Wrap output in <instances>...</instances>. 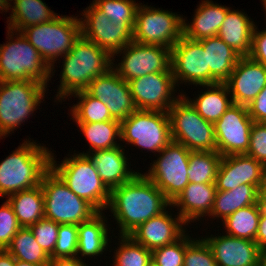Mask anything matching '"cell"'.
Here are the masks:
<instances>
[{"label":"cell","instance_id":"31","mask_svg":"<svg viewBox=\"0 0 266 266\" xmlns=\"http://www.w3.org/2000/svg\"><path fill=\"white\" fill-rule=\"evenodd\" d=\"M258 188L255 185L242 184L228 191H216L209 217L222 221L235 211L257 204Z\"/></svg>","mask_w":266,"mask_h":266},{"label":"cell","instance_id":"53","mask_svg":"<svg viewBox=\"0 0 266 266\" xmlns=\"http://www.w3.org/2000/svg\"><path fill=\"white\" fill-rule=\"evenodd\" d=\"M15 266H42V265H36L33 263L23 262L15 259Z\"/></svg>","mask_w":266,"mask_h":266},{"label":"cell","instance_id":"33","mask_svg":"<svg viewBox=\"0 0 266 266\" xmlns=\"http://www.w3.org/2000/svg\"><path fill=\"white\" fill-rule=\"evenodd\" d=\"M6 250L16 259L36 265L48 266L50 256L37 243L29 227H21Z\"/></svg>","mask_w":266,"mask_h":266},{"label":"cell","instance_id":"56","mask_svg":"<svg viewBox=\"0 0 266 266\" xmlns=\"http://www.w3.org/2000/svg\"><path fill=\"white\" fill-rule=\"evenodd\" d=\"M263 6H264V9L266 11V0L263 1ZM266 13V12H265Z\"/></svg>","mask_w":266,"mask_h":266},{"label":"cell","instance_id":"49","mask_svg":"<svg viewBox=\"0 0 266 266\" xmlns=\"http://www.w3.org/2000/svg\"><path fill=\"white\" fill-rule=\"evenodd\" d=\"M48 266H88L83 259L74 258H50Z\"/></svg>","mask_w":266,"mask_h":266},{"label":"cell","instance_id":"50","mask_svg":"<svg viewBox=\"0 0 266 266\" xmlns=\"http://www.w3.org/2000/svg\"><path fill=\"white\" fill-rule=\"evenodd\" d=\"M257 203L261 212H266V181L258 188Z\"/></svg>","mask_w":266,"mask_h":266},{"label":"cell","instance_id":"57","mask_svg":"<svg viewBox=\"0 0 266 266\" xmlns=\"http://www.w3.org/2000/svg\"><path fill=\"white\" fill-rule=\"evenodd\" d=\"M264 180L266 181V166H265V175H264Z\"/></svg>","mask_w":266,"mask_h":266},{"label":"cell","instance_id":"43","mask_svg":"<svg viewBox=\"0 0 266 266\" xmlns=\"http://www.w3.org/2000/svg\"><path fill=\"white\" fill-rule=\"evenodd\" d=\"M59 223L50 219L42 218L29 228L33 232L37 243L48 253L50 256L55 248Z\"/></svg>","mask_w":266,"mask_h":266},{"label":"cell","instance_id":"14","mask_svg":"<svg viewBox=\"0 0 266 266\" xmlns=\"http://www.w3.org/2000/svg\"><path fill=\"white\" fill-rule=\"evenodd\" d=\"M128 85L137 110H157L168 113L169 108L181 96V94L174 95L177 86L171 68L167 72L140 76L129 81Z\"/></svg>","mask_w":266,"mask_h":266},{"label":"cell","instance_id":"28","mask_svg":"<svg viewBox=\"0 0 266 266\" xmlns=\"http://www.w3.org/2000/svg\"><path fill=\"white\" fill-rule=\"evenodd\" d=\"M202 87H205L207 91L200 93L193 100L186 97V94L180 93L204 120L215 124L233 105L232 98L229 96L230 93L225 83L202 85Z\"/></svg>","mask_w":266,"mask_h":266},{"label":"cell","instance_id":"52","mask_svg":"<svg viewBox=\"0 0 266 266\" xmlns=\"http://www.w3.org/2000/svg\"><path fill=\"white\" fill-rule=\"evenodd\" d=\"M11 1L10 0H0V10L7 12L10 10Z\"/></svg>","mask_w":266,"mask_h":266},{"label":"cell","instance_id":"18","mask_svg":"<svg viewBox=\"0 0 266 266\" xmlns=\"http://www.w3.org/2000/svg\"><path fill=\"white\" fill-rule=\"evenodd\" d=\"M86 91L104 103L111 116L120 122L136 110L128 82L113 68L94 78Z\"/></svg>","mask_w":266,"mask_h":266},{"label":"cell","instance_id":"45","mask_svg":"<svg viewBox=\"0 0 266 266\" xmlns=\"http://www.w3.org/2000/svg\"><path fill=\"white\" fill-rule=\"evenodd\" d=\"M246 154L266 166V123L253 122Z\"/></svg>","mask_w":266,"mask_h":266},{"label":"cell","instance_id":"4","mask_svg":"<svg viewBox=\"0 0 266 266\" xmlns=\"http://www.w3.org/2000/svg\"><path fill=\"white\" fill-rule=\"evenodd\" d=\"M7 35L9 42L0 45V81L33 80L47 86L51 67L21 32L8 29Z\"/></svg>","mask_w":266,"mask_h":266},{"label":"cell","instance_id":"39","mask_svg":"<svg viewBox=\"0 0 266 266\" xmlns=\"http://www.w3.org/2000/svg\"><path fill=\"white\" fill-rule=\"evenodd\" d=\"M119 247L114 252L113 266H145L151 260V251L136 243L129 235L119 236Z\"/></svg>","mask_w":266,"mask_h":266},{"label":"cell","instance_id":"48","mask_svg":"<svg viewBox=\"0 0 266 266\" xmlns=\"http://www.w3.org/2000/svg\"><path fill=\"white\" fill-rule=\"evenodd\" d=\"M255 242L260 251L266 256V212L260 213Z\"/></svg>","mask_w":266,"mask_h":266},{"label":"cell","instance_id":"13","mask_svg":"<svg viewBox=\"0 0 266 266\" xmlns=\"http://www.w3.org/2000/svg\"><path fill=\"white\" fill-rule=\"evenodd\" d=\"M123 54L118 65L112 60V68L126 82L155 72H167L171 68V49L160 45L130 42L115 55Z\"/></svg>","mask_w":266,"mask_h":266},{"label":"cell","instance_id":"29","mask_svg":"<svg viewBox=\"0 0 266 266\" xmlns=\"http://www.w3.org/2000/svg\"><path fill=\"white\" fill-rule=\"evenodd\" d=\"M99 212L91 220L83 222L78 225V245L77 254L78 259L82 257H90L102 255L108 247V226L107 219ZM104 216V217H103ZM80 254V257H79ZM92 256V257H91Z\"/></svg>","mask_w":266,"mask_h":266},{"label":"cell","instance_id":"1","mask_svg":"<svg viewBox=\"0 0 266 266\" xmlns=\"http://www.w3.org/2000/svg\"><path fill=\"white\" fill-rule=\"evenodd\" d=\"M171 206V201L143 173L115 187L110 192V209L120 228L119 235H129L140 224Z\"/></svg>","mask_w":266,"mask_h":266},{"label":"cell","instance_id":"23","mask_svg":"<svg viewBox=\"0 0 266 266\" xmlns=\"http://www.w3.org/2000/svg\"><path fill=\"white\" fill-rule=\"evenodd\" d=\"M125 149L121 145L104 150H95L87 155L95 166L102 182L111 191L113 188L121 186L132 180L139 172L129 168Z\"/></svg>","mask_w":266,"mask_h":266},{"label":"cell","instance_id":"41","mask_svg":"<svg viewBox=\"0 0 266 266\" xmlns=\"http://www.w3.org/2000/svg\"><path fill=\"white\" fill-rule=\"evenodd\" d=\"M186 250V234L177 241L151 251L156 266H183Z\"/></svg>","mask_w":266,"mask_h":266},{"label":"cell","instance_id":"51","mask_svg":"<svg viewBox=\"0 0 266 266\" xmlns=\"http://www.w3.org/2000/svg\"><path fill=\"white\" fill-rule=\"evenodd\" d=\"M0 266H15V258L6 249H0Z\"/></svg>","mask_w":266,"mask_h":266},{"label":"cell","instance_id":"36","mask_svg":"<svg viewBox=\"0 0 266 266\" xmlns=\"http://www.w3.org/2000/svg\"><path fill=\"white\" fill-rule=\"evenodd\" d=\"M222 156L217 151H191L189 155V183H215Z\"/></svg>","mask_w":266,"mask_h":266},{"label":"cell","instance_id":"37","mask_svg":"<svg viewBox=\"0 0 266 266\" xmlns=\"http://www.w3.org/2000/svg\"><path fill=\"white\" fill-rule=\"evenodd\" d=\"M71 96L78 98L77 104L71 107L72 120L75 123H95L115 120L106 105L96 97L91 96L86 90L79 91Z\"/></svg>","mask_w":266,"mask_h":266},{"label":"cell","instance_id":"5","mask_svg":"<svg viewBox=\"0 0 266 266\" xmlns=\"http://www.w3.org/2000/svg\"><path fill=\"white\" fill-rule=\"evenodd\" d=\"M53 154L51 152L50 168L68 188L78 197L93 205L99 212L107 210L111 191L102 182L90 158L85 154L74 153L57 164Z\"/></svg>","mask_w":266,"mask_h":266},{"label":"cell","instance_id":"9","mask_svg":"<svg viewBox=\"0 0 266 266\" xmlns=\"http://www.w3.org/2000/svg\"><path fill=\"white\" fill-rule=\"evenodd\" d=\"M168 114L173 141L190 151H217L214 124L204 120L182 95Z\"/></svg>","mask_w":266,"mask_h":266},{"label":"cell","instance_id":"40","mask_svg":"<svg viewBox=\"0 0 266 266\" xmlns=\"http://www.w3.org/2000/svg\"><path fill=\"white\" fill-rule=\"evenodd\" d=\"M183 266H217L213 253L203 237L196 240L186 233Z\"/></svg>","mask_w":266,"mask_h":266},{"label":"cell","instance_id":"35","mask_svg":"<svg viewBox=\"0 0 266 266\" xmlns=\"http://www.w3.org/2000/svg\"><path fill=\"white\" fill-rule=\"evenodd\" d=\"M260 213L258 203L235 211L222 221L226 234L255 241Z\"/></svg>","mask_w":266,"mask_h":266},{"label":"cell","instance_id":"46","mask_svg":"<svg viewBox=\"0 0 266 266\" xmlns=\"http://www.w3.org/2000/svg\"><path fill=\"white\" fill-rule=\"evenodd\" d=\"M249 57L266 67V30L259 31L257 26H255L253 31L252 48Z\"/></svg>","mask_w":266,"mask_h":266},{"label":"cell","instance_id":"55","mask_svg":"<svg viewBox=\"0 0 266 266\" xmlns=\"http://www.w3.org/2000/svg\"><path fill=\"white\" fill-rule=\"evenodd\" d=\"M145 266H156V265L152 260H150Z\"/></svg>","mask_w":266,"mask_h":266},{"label":"cell","instance_id":"34","mask_svg":"<svg viewBox=\"0 0 266 266\" xmlns=\"http://www.w3.org/2000/svg\"><path fill=\"white\" fill-rule=\"evenodd\" d=\"M90 144V153L95 150L112 149L120 145L116 143L117 137L121 139V122L108 120L95 123H76Z\"/></svg>","mask_w":266,"mask_h":266},{"label":"cell","instance_id":"15","mask_svg":"<svg viewBox=\"0 0 266 266\" xmlns=\"http://www.w3.org/2000/svg\"><path fill=\"white\" fill-rule=\"evenodd\" d=\"M248 107L233 104L214 124L217 152L221 156L246 154L253 124Z\"/></svg>","mask_w":266,"mask_h":266},{"label":"cell","instance_id":"16","mask_svg":"<svg viewBox=\"0 0 266 266\" xmlns=\"http://www.w3.org/2000/svg\"><path fill=\"white\" fill-rule=\"evenodd\" d=\"M83 10L79 18L81 35L104 49L112 59L117 52L133 41L130 26L114 25L93 3Z\"/></svg>","mask_w":266,"mask_h":266},{"label":"cell","instance_id":"47","mask_svg":"<svg viewBox=\"0 0 266 266\" xmlns=\"http://www.w3.org/2000/svg\"><path fill=\"white\" fill-rule=\"evenodd\" d=\"M247 107L254 122L266 123V86Z\"/></svg>","mask_w":266,"mask_h":266},{"label":"cell","instance_id":"19","mask_svg":"<svg viewBox=\"0 0 266 266\" xmlns=\"http://www.w3.org/2000/svg\"><path fill=\"white\" fill-rule=\"evenodd\" d=\"M265 167L247 154L222 156L216 176L217 191H228L242 184L259 188L264 182Z\"/></svg>","mask_w":266,"mask_h":266},{"label":"cell","instance_id":"27","mask_svg":"<svg viewBox=\"0 0 266 266\" xmlns=\"http://www.w3.org/2000/svg\"><path fill=\"white\" fill-rule=\"evenodd\" d=\"M198 41L206 52L209 85L225 83L241 56L218 36Z\"/></svg>","mask_w":266,"mask_h":266},{"label":"cell","instance_id":"2","mask_svg":"<svg viewBox=\"0 0 266 266\" xmlns=\"http://www.w3.org/2000/svg\"><path fill=\"white\" fill-rule=\"evenodd\" d=\"M62 58L63 69L55 98L59 102L76 92L86 90L94 78L105 74L113 66L112 56L82 35Z\"/></svg>","mask_w":266,"mask_h":266},{"label":"cell","instance_id":"38","mask_svg":"<svg viewBox=\"0 0 266 266\" xmlns=\"http://www.w3.org/2000/svg\"><path fill=\"white\" fill-rule=\"evenodd\" d=\"M114 25L130 26L134 29L136 11L135 0H94L92 2Z\"/></svg>","mask_w":266,"mask_h":266},{"label":"cell","instance_id":"7","mask_svg":"<svg viewBox=\"0 0 266 266\" xmlns=\"http://www.w3.org/2000/svg\"><path fill=\"white\" fill-rule=\"evenodd\" d=\"M20 32L51 67L53 76L55 61L66 55L81 36V24L78 16L58 15L47 23L26 27Z\"/></svg>","mask_w":266,"mask_h":266},{"label":"cell","instance_id":"3","mask_svg":"<svg viewBox=\"0 0 266 266\" xmlns=\"http://www.w3.org/2000/svg\"><path fill=\"white\" fill-rule=\"evenodd\" d=\"M51 152L29 139L0 162V197L33 189L41 185L50 169Z\"/></svg>","mask_w":266,"mask_h":266},{"label":"cell","instance_id":"22","mask_svg":"<svg viewBox=\"0 0 266 266\" xmlns=\"http://www.w3.org/2000/svg\"><path fill=\"white\" fill-rule=\"evenodd\" d=\"M172 215L164 211L140 224L129 236L150 251L171 244L185 234L186 227L182 226L188 225L179 214L175 218Z\"/></svg>","mask_w":266,"mask_h":266},{"label":"cell","instance_id":"10","mask_svg":"<svg viewBox=\"0 0 266 266\" xmlns=\"http://www.w3.org/2000/svg\"><path fill=\"white\" fill-rule=\"evenodd\" d=\"M125 144L151 152H161L171 141L169 114L157 110H135L121 121V139Z\"/></svg>","mask_w":266,"mask_h":266},{"label":"cell","instance_id":"44","mask_svg":"<svg viewBox=\"0 0 266 266\" xmlns=\"http://www.w3.org/2000/svg\"><path fill=\"white\" fill-rule=\"evenodd\" d=\"M21 226L11 204L6 200L0 207V249H6Z\"/></svg>","mask_w":266,"mask_h":266},{"label":"cell","instance_id":"32","mask_svg":"<svg viewBox=\"0 0 266 266\" xmlns=\"http://www.w3.org/2000/svg\"><path fill=\"white\" fill-rule=\"evenodd\" d=\"M21 227L31 225L44 218V196L41 185L7 196Z\"/></svg>","mask_w":266,"mask_h":266},{"label":"cell","instance_id":"30","mask_svg":"<svg viewBox=\"0 0 266 266\" xmlns=\"http://www.w3.org/2000/svg\"><path fill=\"white\" fill-rule=\"evenodd\" d=\"M13 3V6L10 5L12 11L7 20V28L17 32L26 27L47 23L58 16L42 0H14Z\"/></svg>","mask_w":266,"mask_h":266},{"label":"cell","instance_id":"6","mask_svg":"<svg viewBox=\"0 0 266 266\" xmlns=\"http://www.w3.org/2000/svg\"><path fill=\"white\" fill-rule=\"evenodd\" d=\"M46 88L33 80L0 81V138L19 128L39 108Z\"/></svg>","mask_w":266,"mask_h":266},{"label":"cell","instance_id":"11","mask_svg":"<svg viewBox=\"0 0 266 266\" xmlns=\"http://www.w3.org/2000/svg\"><path fill=\"white\" fill-rule=\"evenodd\" d=\"M183 36V17L167 10L139 4L133 41L172 48Z\"/></svg>","mask_w":266,"mask_h":266},{"label":"cell","instance_id":"54","mask_svg":"<svg viewBox=\"0 0 266 266\" xmlns=\"http://www.w3.org/2000/svg\"><path fill=\"white\" fill-rule=\"evenodd\" d=\"M258 266H266V256L261 260Z\"/></svg>","mask_w":266,"mask_h":266},{"label":"cell","instance_id":"20","mask_svg":"<svg viewBox=\"0 0 266 266\" xmlns=\"http://www.w3.org/2000/svg\"><path fill=\"white\" fill-rule=\"evenodd\" d=\"M233 104L249 106L266 86V67L248 57H241L225 82Z\"/></svg>","mask_w":266,"mask_h":266},{"label":"cell","instance_id":"24","mask_svg":"<svg viewBox=\"0 0 266 266\" xmlns=\"http://www.w3.org/2000/svg\"><path fill=\"white\" fill-rule=\"evenodd\" d=\"M216 191L215 183H188L171 202V207L180 208L177 213L187 224L199 221L210 215Z\"/></svg>","mask_w":266,"mask_h":266},{"label":"cell","instance_id":"26","mask_svg":"<svg viewBox=\"0 0 266 266\" xmlns=\"http://www.w3.org/2000/svg\"><path fill=\"white\" fill-rule=\"evenodd\" d=\"M255 22L245 12L229 10L217 34L241 57H248L252 48Z\"/></svg>","mask_w":266,"mask_h":266},{"label":"cell","instance_id":"12","mask_svg":"<svg viewBox=\"0 0 266 266\" xmlns=\"http://www.w3.org/2000/svg\"><path fill=\"white\" fill-rule=\"evenodd\" d=\"M188 150L183 144L171 141L153 161L144 175L172 202L188 185Z\"/></svg>","mask_w":266,"mask_h":266},{"label":"cell","instance_id":"42","mask_svg":"<svg viewBox=\"0 0 266 266\" xmlns=\"http://www.w3.org/2000/svg\"><path fill=\"white\" fill-rule=\"evenodd\" d=\"M78 225L60 224L56 245L50 258H74L77 254Z\"/></svg>","mask_w":266,"mask_h":266},{"label":"cell","instance_id":"25","mask_svg":"<svg viewBox=\"0 0 266 266\" xmlns=\"http://www.w3.org/2000/svg\"><path fill=\"white\" fill-rule=\"evenodd\" d=\"M197 7L192 22L183 19V35L192 40L217 36L230 7L211 0H204Z\"/></svg>","mask_w":266,"mask_h":266},{"label":"cell","instance_id":"17","mask_svg":"<svg viewBox=\"0 0 266 266\" xmlns=\"http://www.w3.org/2000/svg\"><path fill=\"white\" fill-rule=\"evenodd\" d=\"M171 69L176 86L184 82L196 86L209 85L206 52L198 40L183 35L174 44L171 48Z\"/></svg>","mask_w":266,"mask_h":266},{"label":"cell","instance_id":"21","mask_svg":"<svg viewBox=\"0 0 266 266\" xmlns=\"http://www.w3.org/2000/svg\"><path fill=\"white\" fill-rule=\"evenodd\" d=\"M204 240L210 247L217 266H258L265 257L255 241L227 234L211 235Z\"/></svg>","mask_w":266,"mask_h":266},{"label":"cell","instance_id":"8","mask_svg":"<svg viewBox=\"0 0 266 266\" xmlns=\"http://www.w3.org/2000/svg\"><path fill=\"white\" fill-rule=\"evenodd\" d=\"M44 217L59 224L79 225L91 220L99 211L74 194L50 168L42 177Z\"/></svg>","mask_w":266,"mask_h":266}]
</instances>
